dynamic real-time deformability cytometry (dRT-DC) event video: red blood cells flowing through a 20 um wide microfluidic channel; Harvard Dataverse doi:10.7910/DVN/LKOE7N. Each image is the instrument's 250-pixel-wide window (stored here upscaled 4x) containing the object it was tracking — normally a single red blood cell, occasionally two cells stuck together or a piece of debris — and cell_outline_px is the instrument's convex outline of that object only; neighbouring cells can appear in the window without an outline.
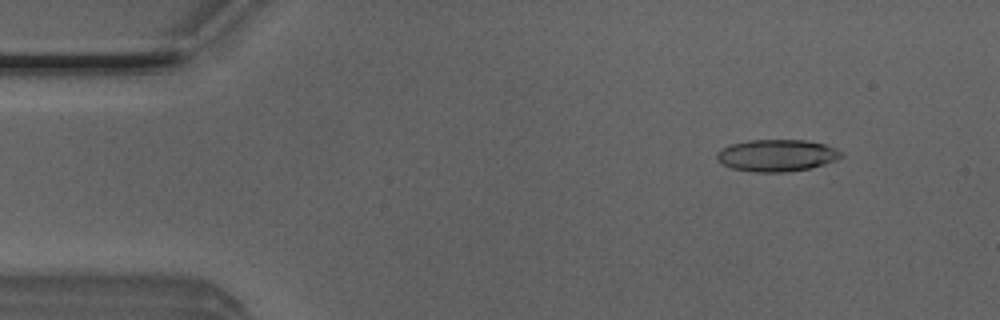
{"species": "Egyptian fruit bat (a non-hibernating species)", "species_latin": "Rousettus aegyptiacus", "temperature_condition": "room temperature", "stored_images_in_passage": 51, "camera_frame_rate_fps": 3000, "um_per_image_px": 0.085, "animal": {"sex": "male"}, "frame": {"image": 1, "passage_image": 6, "time_ms": 1.667, "image_size_px": [1000, 320], "cell_outline_px": [[844, 156], [836, 160], [824, 164], [808, 168], [784, 172], [756, 172], [732, 168], [724, 164], [716, 156], [716, 152], [732, 144], [748, 140], [804, 140], [824, 144], [836, 148], [844, 152]], "centroid_in_image_um": [66.08, 13.2], "position_along_channel_um": 18.9, "area_um2": 22.95}}
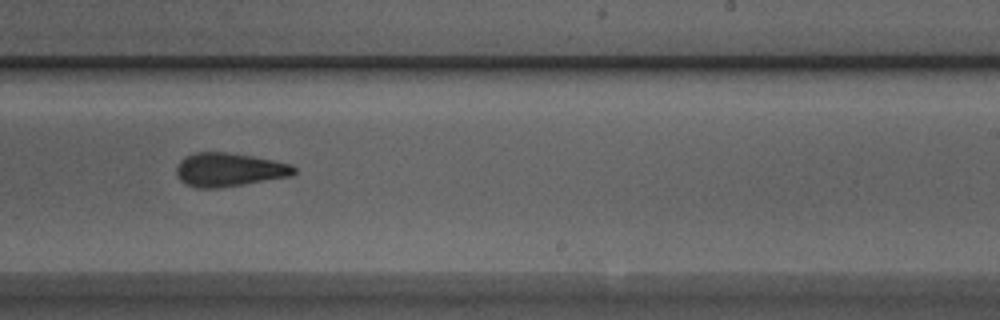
{"frame": {"image": 2, "passage_image": 31, "time_ms": 10.0, "image_size_px": [1000, 320], "cell_outline_px": [[296, 172], [292, 176], [220, 188], [196, 188], [184, 184], [176, 176], [176, 168], [180, 160], [184, 156], [196, 152], [228, 152], [252, 156], [292, 164], [296, 168]], "centroid_in_image_um": [19.45, 14.43], "position_along_channel_um": 269.6, "area_um2": 23.29}}
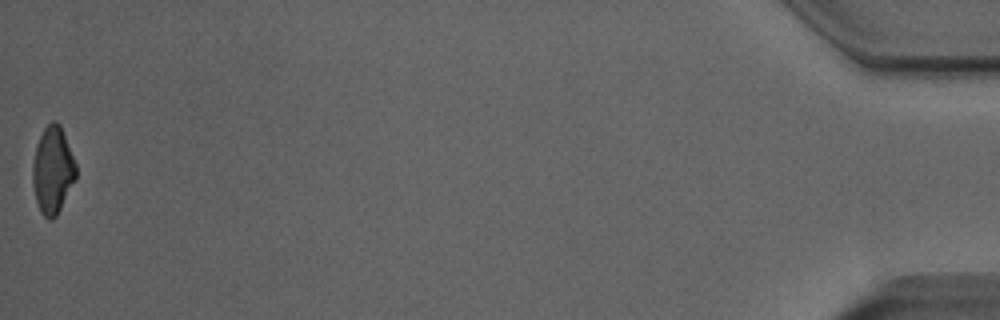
{"frame": {"image": 3, "passage_image": 51, "time_ms": 16.667, "image_size_px": [1000, 320], "cell_outline_px": [[76, 180], [56, 216], [52, 220], [48, 220], [40, 212], [36, 200], [32, 184], [32, 164], [36, 144], [44, 128], [52, 120], [56, 120], [60, 124], [76, 164]], "centroid_in_image_um": [4.47, 14.47], "position_along_channel_um": 430.7, "area_um2": 22.14}, "authors_computed_cell_mechanics": {"area_um2": 23.12, "velocity_mm_per_s": 4.0075, "shape_relaxation_time_tau1_ms": 5.7031, "shape_relaxation_time_tau2_ms": 3.0485, "deformation_change_tau1": 0.1734, "deformation_change_tau2": 0.1072}}